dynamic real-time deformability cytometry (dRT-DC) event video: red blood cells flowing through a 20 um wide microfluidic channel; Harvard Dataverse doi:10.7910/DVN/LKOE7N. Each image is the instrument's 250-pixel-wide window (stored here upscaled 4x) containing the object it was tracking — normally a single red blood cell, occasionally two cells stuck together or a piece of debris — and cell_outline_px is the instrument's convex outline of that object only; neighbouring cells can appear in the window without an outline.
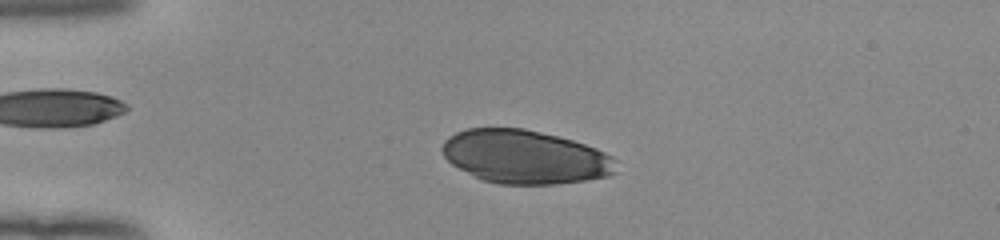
{"species": "human", "species_latin": "Homo sapiens", "temperature_condition": "room temperature", "stored_images_in_passage": 50, "camera_frame_rate_fps": 3000, "um_per_image_px": 0.085, "donor": {"sex": "female"}, "frame": {"image": 1, "passage_image": 11, "time_ms": 3.333, "image_size_px": [1000, 240], "cell_outline_px": [[616, 172], [608, 176], [584, 180], [556, 184], [500, 184], [484, 180], [452, 164], [444, 156], [440, 148], [444, 140], [448, 136], [456, 132], [468, 128], [524, 128], [560, 136], [596, 148], [612, 156], [616, 160]], "centroid_in_image_um": [44.63, 13.32], "position_along_channel_um": 40.4, "area_um2": 54.27}}